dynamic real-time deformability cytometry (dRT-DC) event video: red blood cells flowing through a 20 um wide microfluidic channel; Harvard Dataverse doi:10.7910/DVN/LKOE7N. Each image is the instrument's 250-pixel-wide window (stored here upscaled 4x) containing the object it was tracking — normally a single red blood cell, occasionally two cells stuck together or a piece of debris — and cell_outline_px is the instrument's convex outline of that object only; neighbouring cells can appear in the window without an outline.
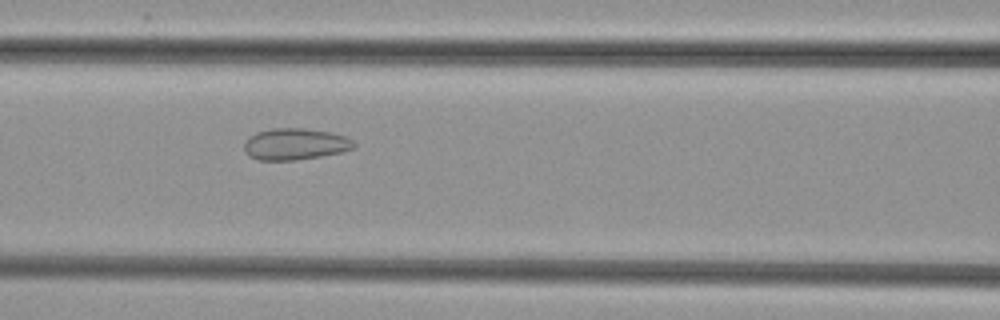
{"species": "common noctule bat (a hibernating species)", "species_latin": "Nyctalus noctula", "temperature_condition": "cold", "stored_images_in_passage": 50, "camera_frame_rate_fps": 3000, "um_per_image_px": 0.085, "animal": {"sex": "female", "body_mass_g": 29.2, "forearm_length_mm": 56.3}, "frame": {"image": 1, "passage_image": 23, "time_ms": 7.333, "image_size_px": [1000, 320], "cell_outline_px": [[356, 148], [344, 152], [296, 160], [260, 160], [248, 156], [244, 148], [244, 140], [256, 132], [272, 128], [304, 128], [332, 132], [344, 136], [352, 140], [356, 144]], "centroid_in_image_um": [25.1, 12.24], "position_along_channel_um": 141.5, "area_um2": 20.4}}
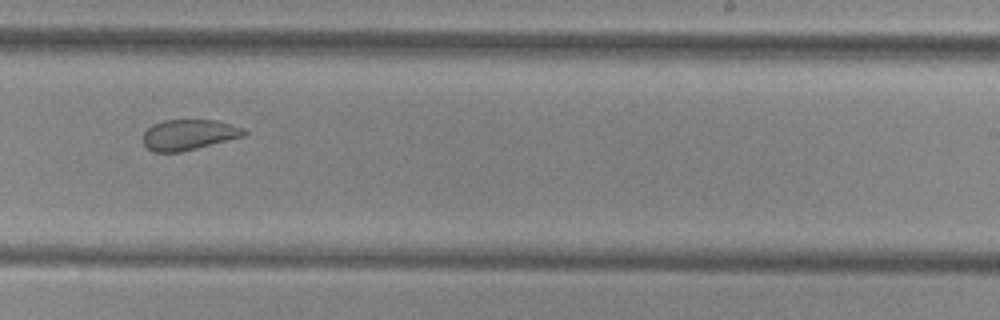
{"frame": {"image": 2, "passage_image": 33, "time_ms": 10.667, "image_size_px": [1000, 320], "cell_outline_px": [[248, 136], [180, 152], [152, 152], [144, 144], [144, 132], [152, 124], [164, 120], [216, 120], [244, 128], [248, 132]], "centroid_in_image_um": [16.1, 11.45], "position_along_channel_um": 272.9, "area_um2": 18.15}}
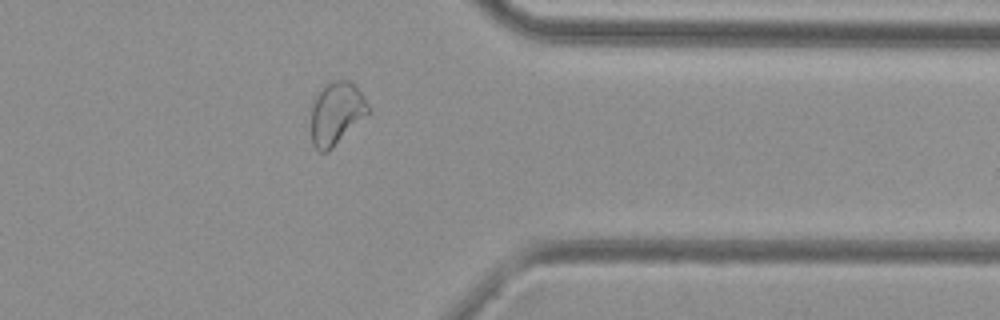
{"frame": {"image": 3, "passage_image": 42, "time_ms": 13.667, "image_size_px": [1000, 320], "cell_outline_px": [[372, 112], [328, 152], [320, 152], [312, 144], [312, 104], [316, 96], [324, 84], [332, 80], [348, 80], [356, 84], [372, 108]], "centroid_in_image_um": [28.65, 9.61], "position_along_channel_um": 382.7, "area_um2": 21.39}}